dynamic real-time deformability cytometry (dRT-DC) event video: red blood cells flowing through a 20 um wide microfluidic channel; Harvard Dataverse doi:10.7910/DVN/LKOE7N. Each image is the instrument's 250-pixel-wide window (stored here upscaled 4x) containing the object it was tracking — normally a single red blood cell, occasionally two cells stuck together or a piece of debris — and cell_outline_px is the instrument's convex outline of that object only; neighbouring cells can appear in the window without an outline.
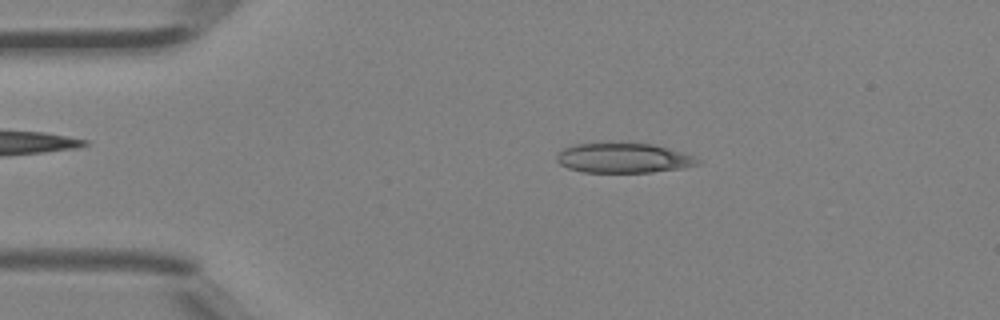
{"species": "Egyptian fruit bat (a non-hibernating species)", "species_latin": "Rousettus aegyptiacus", "temperature_condition": "room temperature", "stored_images_in_passage": 45, "camera_frame_rate_fps": 3000, "um_per_image_px": 0.085, "animal": {"sex": "female"}, "frame": {"image": 1, "passage_image": 9, "time_ms": 2.667, "image_size_px": [1000, 320], "cell_outline_px": [[700, 164], [680, 168], [652, 172], [584, 172], [568, 168], [560, 164], [556, 160], [556, 156], [564, 148], [576, 144], [656, 144], [692, 156], [700, 160]], "centroid_in_image_um": [52.99, 13.44], "position_along_channel_um": 32.0, "area_um2": 23.99}}
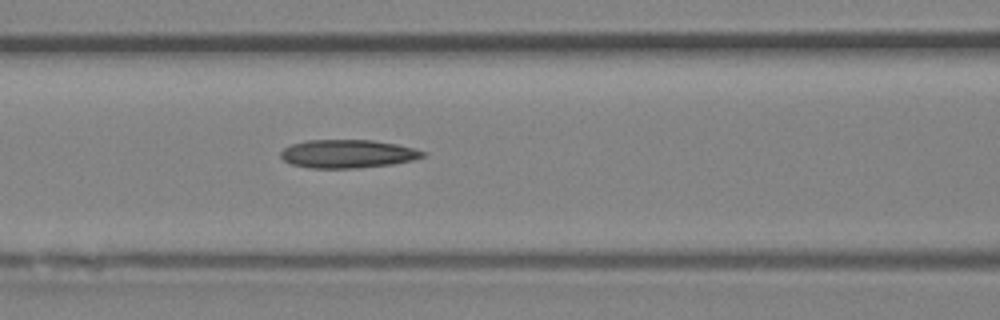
{"frame": {"image": 2, "passage_image": 19, "time_ms": 6.0, "image_size_px": [1000, 320], "cell_outline_px": [[428, 152], [424, 156], [412, 160], [392, 164], [356, 168], [308, 168], [292, 164], [284, 160], [280, 156], [280, 152], [284, 148], [292, 144], [304, 140], [372, 140], [396, 144]], "centroid_in_image_um": [29.53, 13.07], "position_along_channel_um": 137.1, "area_um2": 23.41}}
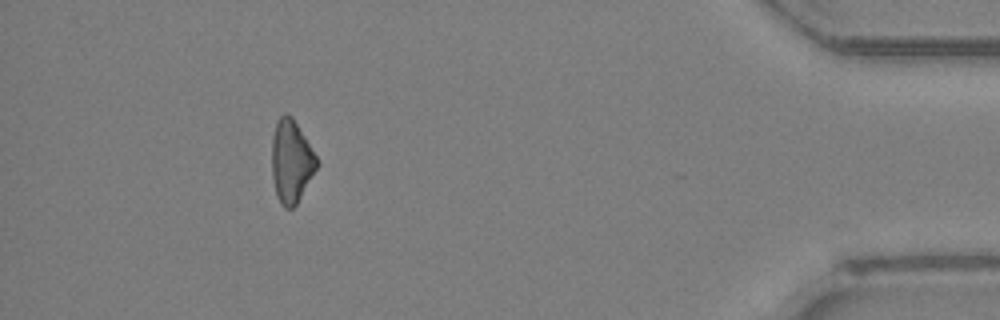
{"frame": {"image": 3, "passage_image": 41, "time_ms": 13.333, "image_size_px": [1000, 320], "cell_outline_px": [[320, 164], [296, 204], [292, 208], [284, 208], [280, 204], [276, 196], [272, 176], [272, 136], [276, 120], [284, 112], [292, 116], [316, 156]], "centroid_in_image_um": [24.74, 13.71], "position_along_channel_um": 410.5, "area_um2": 21.79}}